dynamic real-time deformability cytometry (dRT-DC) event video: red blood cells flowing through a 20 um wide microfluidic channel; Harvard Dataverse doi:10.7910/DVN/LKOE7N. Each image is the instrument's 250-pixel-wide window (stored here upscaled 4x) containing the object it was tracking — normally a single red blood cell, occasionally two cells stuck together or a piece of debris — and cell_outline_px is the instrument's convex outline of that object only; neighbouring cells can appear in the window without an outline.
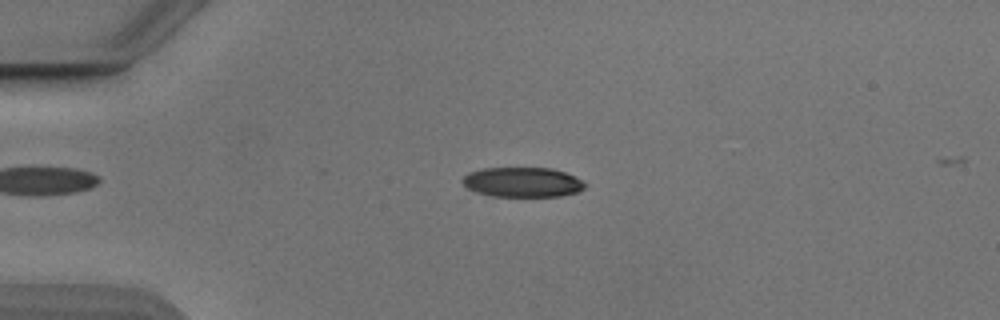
{"species": "Egyptian fruit bat (a non-hibernating species)", "species_latin": "Rousettus aegyptiacus", "temperature_condition": "cold", "stored_images_in_passage": 43, "camera_frame_rate_fps": 3000, "um_per_image_px": 0.085, "animal": {"sex": "male"}, "frame": {"image": 1, "passage_image": 3, "time_ms": 0.667, "image_size_px": [1000, 320], "cell_outline_px": [[588, 184], [584, 188], [576, 192], [560, 196], [492, 196], [476, 192], [468, 188], [460, 180], [468, 172], [480, 168], [552, 168], [564, 172]], "centroid_in_image_um": [44.37, 15.48], "position_along_channel_um": 40.6, "area_um2": 21.21}}
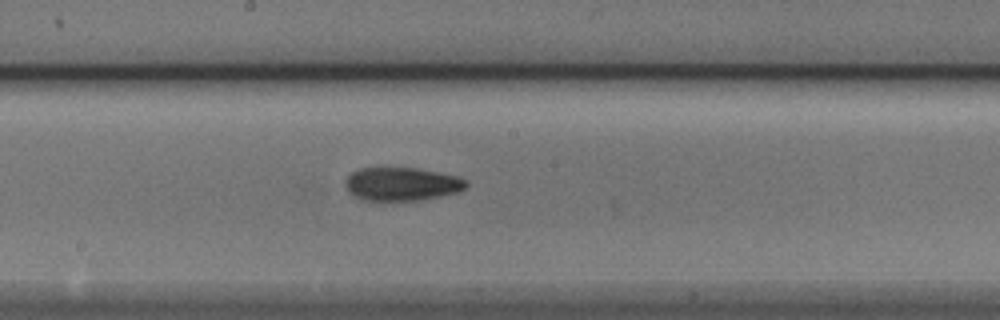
{"frame": {"image": 2, "passage_image": 19, "time_ms": 6.0, "image_size_px": [1000, 320], "cell_outline_px": [[468, 184], [464, 188], [456, 192], [440, 196], [420, 200], [380, 204], [360, 200], [352, 196], [348, 192], [344, 184], [344, 180], [352, 172], [360, 168], [416, 168], [456, 176], [464, 180]], "centroid_in_image_um": [34.02, 15.7], "position_along_channel_um": 214.2, "area_um2": 24.22}}
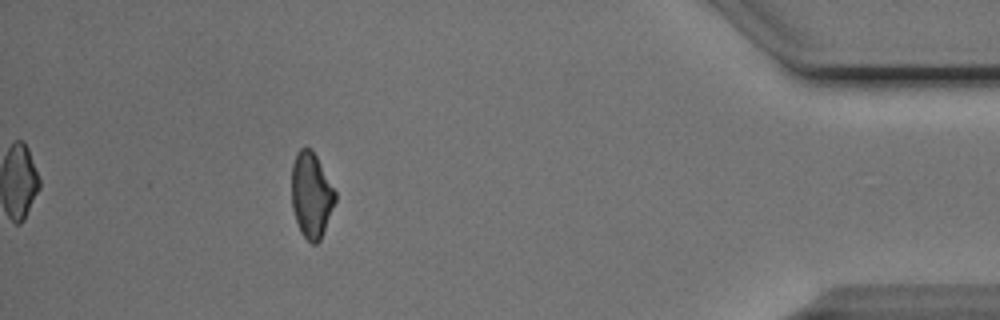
{"frame": {"image": 3, "passage_image": 38, "time_ms": 12.333, "image_size_px": [1000, 320], "cell_outline_px": [[336, 200], [320, 240], [316, 244], [312, 244], [300, 232], [292, 208], [292, 164], [296, 152], [300, 148], [312, 148], [336, 192]], "centroid_in_image_um": [26.45, 16.56], "position_along_channel_um": 408.7, "area_um2": 21.62}, "authors_computed_cell_mechanics": {"area_um2": 22.3686, "velocity_mm_per_s": 3.8651, "shape_relaxation_time_tau1_ms": null, "shape_relaxation_time_tau2_ms": 7.7209, "deformation_change_tau1": null, "deformation_change_tau2": 0.0842}}